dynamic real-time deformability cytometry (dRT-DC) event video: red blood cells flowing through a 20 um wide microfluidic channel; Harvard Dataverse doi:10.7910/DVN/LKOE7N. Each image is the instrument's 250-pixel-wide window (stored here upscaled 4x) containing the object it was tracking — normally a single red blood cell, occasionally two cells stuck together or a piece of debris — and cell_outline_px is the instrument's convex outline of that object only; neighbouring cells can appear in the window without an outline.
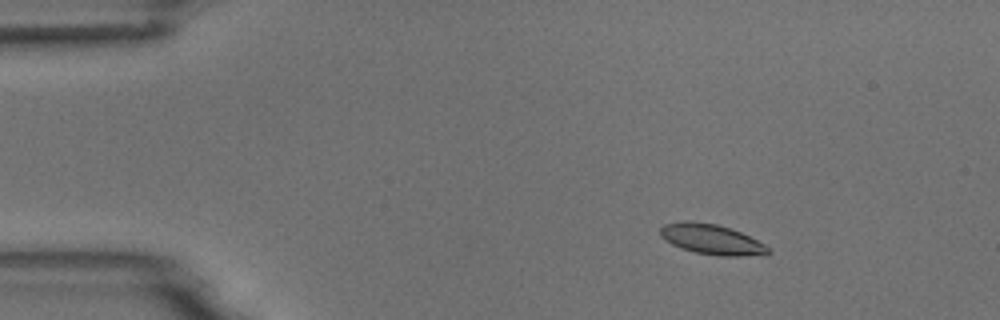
{"species": "common noctule bat (a hibernating species)", "species_latin": "Nyctalus noctula", "temperature_condition": "room temperature", "stored_images_in_passage": 15, "camera_frame_rate_fps": 3000, "um_per_image_px": 0.085, "animal": {"sex": "male", "body_mass_g": 18.8}, "frame": {"image": 1, "passage_image": 3, "time_ms": 2.333, "image_size_px": [1000, 320], "cell_outline_px": [[772, 252], [740, 256], [720, 256], [696, 252], [680, 248], [664, 240], [660, 236], [660, 228], [664, 224], [684, 220], [716, 224], [740, 232], [764, 244]], "centroid_in_image_um": [60.41, 20.33], "position_along_channel_um": 24.6, "area_um2": 18.67}}
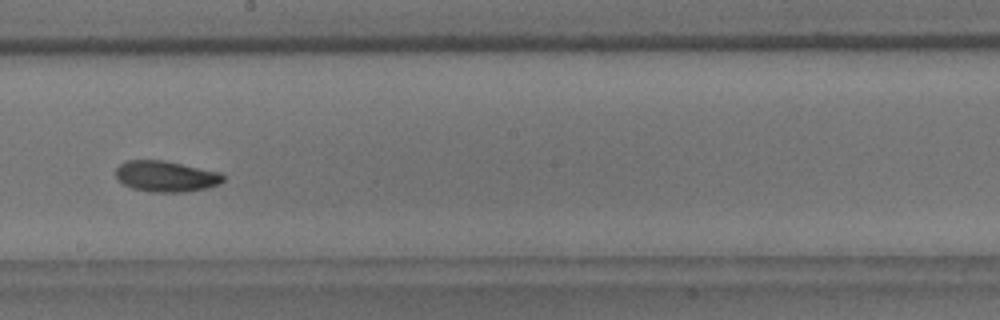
{"frame": {"image": 2, "passage_image": 9, "time_ms": 10.0, "image_size_px": [1000, 320], "cell_outline_px": [[224, 180], [220, 184], [188, 192], [152, 192], [132, 188], [124, 184], [116, 176], [116, 168], [120, 164], [128, 160], [164, 160], [224, 172]], "centroid_in_image_um": [14.16, 14.98], "position_along_channel_um": 234.0, "area_um2": 19.54}}
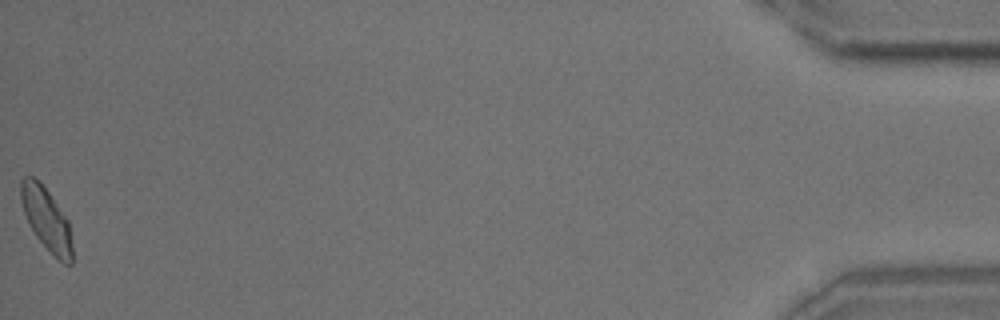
{"frame": {"image": 3, "passage_image": 15, "time_ms": 18.0, "image_size_px": [1000, 320], "cell_outline_px": [[72, 264], [64, 264], [52, 256], [36, 236], [28, 224], [24, 212], [20, 196], [20, 180], [24, 176], [32, 176], [48, 192], [68, 220], [72, 244]], "centroid_in_image_um": [3.94, 18.68], "position_along_channel_um": 431.3, "area_um2": 18.67}, "authors_computed_cell_mechanics": {"area_um2": 18.6694, "velocity_mm_per_s": 3.6923, "shape_relaxation_time_tau1_ms": 2.17, "shape_relaxation_time_tau2_ms": 3.8356, "deformation_change_tau1": 0.1088, "deformation_change_tau2": 0.0821}}